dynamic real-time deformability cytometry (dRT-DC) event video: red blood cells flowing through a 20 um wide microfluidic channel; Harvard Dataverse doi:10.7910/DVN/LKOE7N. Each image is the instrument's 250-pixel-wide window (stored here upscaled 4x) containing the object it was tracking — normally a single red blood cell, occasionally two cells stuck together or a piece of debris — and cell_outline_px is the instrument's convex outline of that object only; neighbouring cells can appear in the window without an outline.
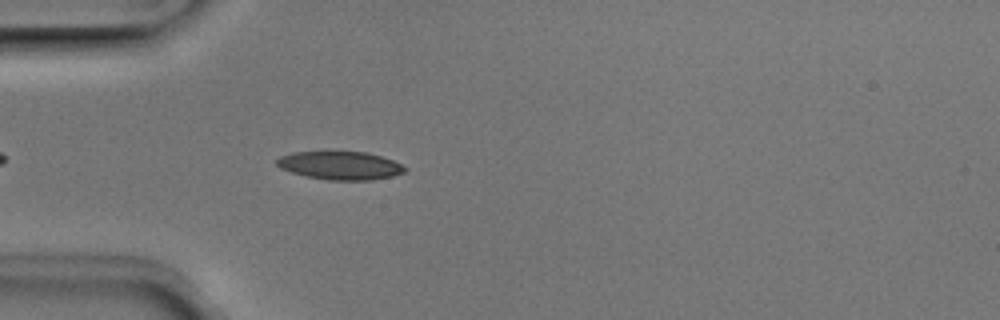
{"species": "Egyptian fruit bat (a non-hibernating species)", "species_latin": "Rousettus aegyptiacus", "temperature_condition": "room temperature", "stored_images_in_passage": 41, "camera_frame_rate_fps": 3000, "um_per_image_px": 0.085, "animal": {"sex": "male"}, "frame": {"image": 1, "passage_image": 5, "time_ms": 1.333, "image_size_px": [1000, 320], "cell_outline_px": [[408, 168], [404, 172], [392, 176], [372, 180], [328, 180], [308, 176], [292, 172], [280, 168], [276, 164], [276, 160], [280, 156], [292, 152], [332, 148], [368, 152], [392, 160]], "centroid_in_image_um": [28.88, 14.0], "position_along_channel_um": 56.1, "area_um2": 22.02}}
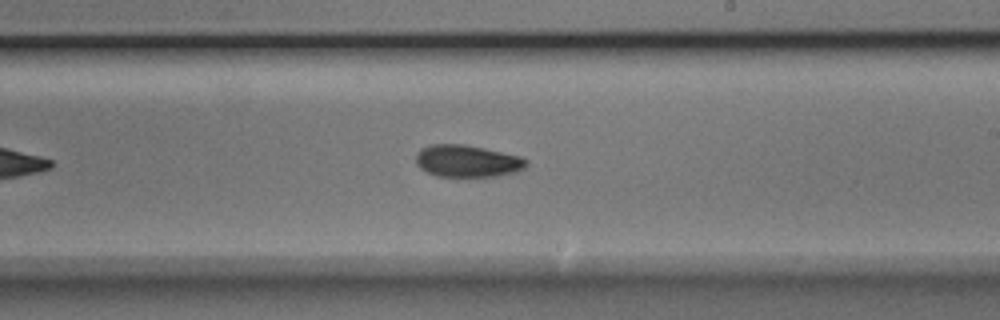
{"frame": {"image": 2, "passage_image": 20, "time_ms": 6.333, "image_size_px": [1000, 320], "cell_outline_px": [[528, 164], [524, 168], [516, 172], [496, 176], [436, 176], [420, 168], [416, 164], [416, 152], [420, 148], [432, 144], [464, 144], [484, 148], [520, 156], [528, 160]], "centroid_in_image_um": [39.71, 13.68], "position_along_channel_um": 249.3, "area_um2": 20.69}}
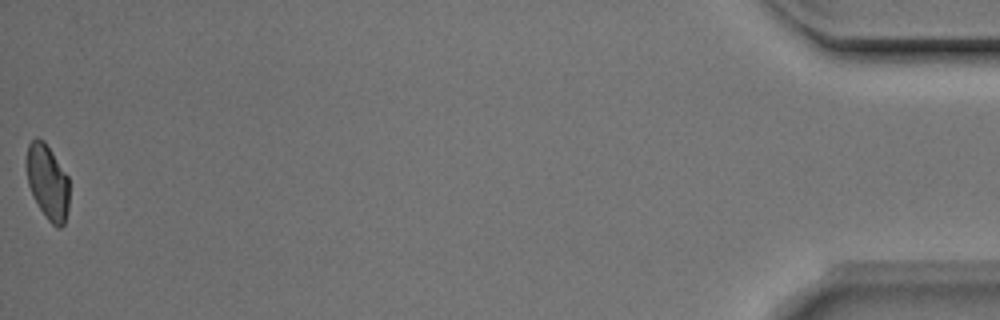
{"frame": {"image": 3, "passage_image": 41, "time_ms": 13.333, "image_size_px": [1000, 320], "cell_outline_px": [[68, 208], [64, 224], [60, 228], [56, 228], [48, 220], [40, 208], [28, 184], [24, 160], [28, 144], [36, 136], [44, 140], [68, 176]], "centroid_in_image_um": [4.02, 15.42], "position_along_channel_um": 431.2, "area_um2": 18.79}, "authors_computed_cell_mechanics": {"area_um2": 20.6346, "velocity_mm_per_s": 3.9782, "shape_relaxation_time_tau1_ms": 4.3996, "shape_relaxation_time_tau2_ms": 2.4835, "deformation_change_tau1": 0.1278, "deformation_change_tau2": 0.0721}}